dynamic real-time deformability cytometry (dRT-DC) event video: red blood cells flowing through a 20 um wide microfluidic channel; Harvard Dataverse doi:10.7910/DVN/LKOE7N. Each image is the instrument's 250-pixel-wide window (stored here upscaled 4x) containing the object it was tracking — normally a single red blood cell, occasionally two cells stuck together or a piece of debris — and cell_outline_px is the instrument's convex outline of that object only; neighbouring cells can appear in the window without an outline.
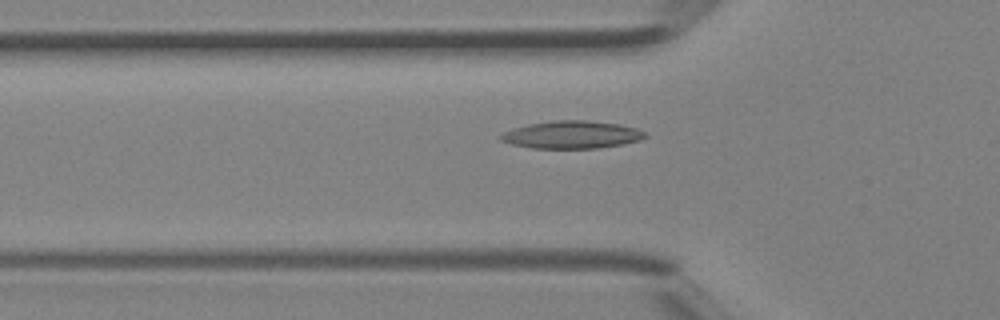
{"species": "Egyptian fruit bat (a non-hibernating species)", "species_latin": "Rousettus aegyptiacus", "temperature_condition": "room temperature", "stored_images_in_passage": 30, "camera_frame_rate_fps": 3000, "um_per_image_px": 0.085, "animal": {"sex": "female"}, "frame": {"image": 1, "passage_image": 2, "time_ms": 0.333, "image_size_px": [1000, 320], "cell_outline_px": [[648, 136], [640, 140], [624, 144], [600, 148], [532, 148], [512, 144], [500, 140], [500, 136], [504, 132], [512, 128], [528, 124], [552, 120], [588, 120], [620, 124], [636, 128], [644, 132]], "centroid_in_image_um": [48.62, 11.44], "position_along_channel_um": 77.2, "area_um2": 23.35}}
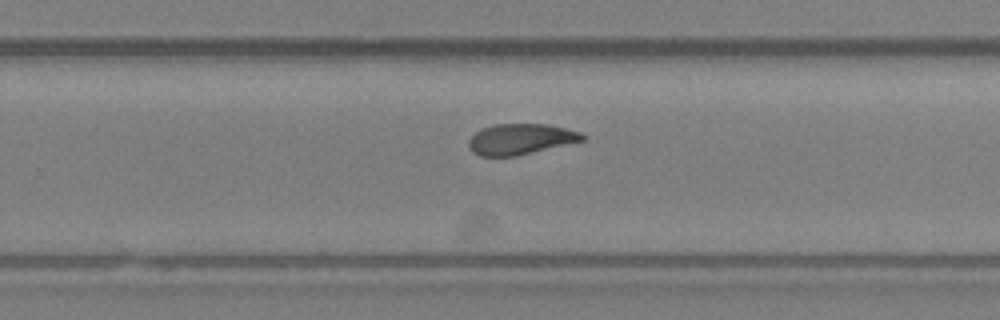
{"frame": {"image": 2, "passage_image": 15, "time_ms": 4.667, "image_size_px": [1000, 320], "cell_outline_px": [[584, 140], [516, 156], [480, 156], [472, 152], [468, 148], [468, 140], [480, 128], [496, 124], [548, 124], [580, 132], [584, 136]], "centroid_in_image_um": [44.19, 11.82], "position_along_channel_um": 285.6, "area_um2": 20.29}}
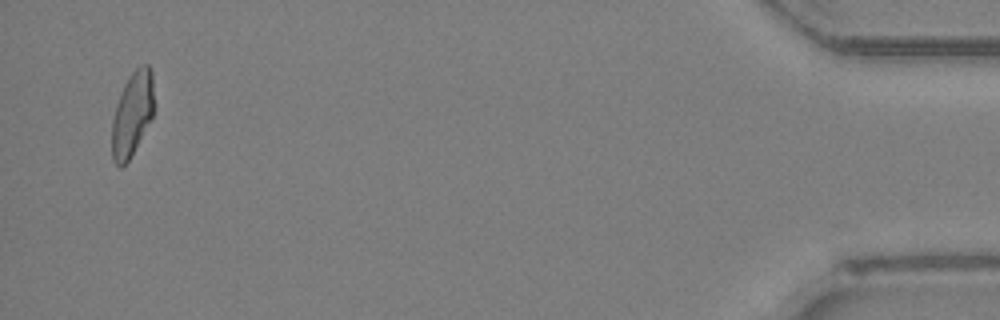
{"frame": {"image": 3, "passage_image": 29, "time_ms": 9.333, "image_size_px": [1000, 320], "cell_outline_px": [[152, 116], [128, 160], [120, 168], [112, 160], [112, 120], [116, 104], [124, 84], [128, 76], [140, 64], [148, 64], [152, 72]], "centroid_in_image_um": [11.2, 9.66], "position_along_channel_um": 424.0, "area_um2": 20.17}}